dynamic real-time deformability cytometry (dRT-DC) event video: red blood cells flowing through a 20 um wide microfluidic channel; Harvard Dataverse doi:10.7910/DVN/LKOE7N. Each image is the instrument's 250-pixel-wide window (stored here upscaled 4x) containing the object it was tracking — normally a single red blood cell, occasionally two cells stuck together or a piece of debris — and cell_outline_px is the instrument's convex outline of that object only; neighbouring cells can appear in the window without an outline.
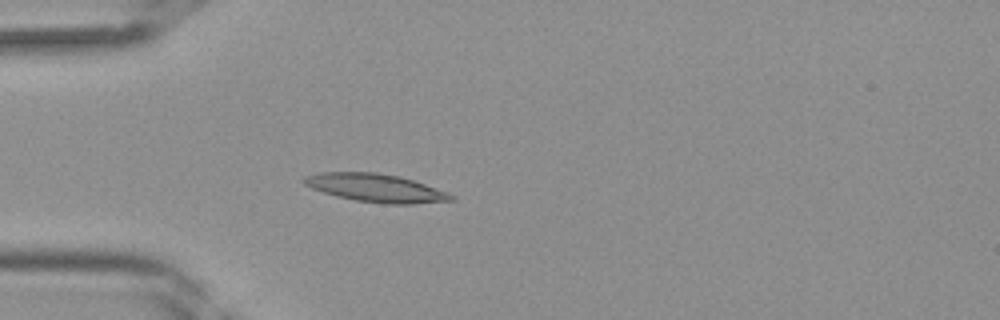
{"species": "Egyptian fruit bat (a non-hibernating species)", "species_latin": "Rousettus aegyptiacus", "temperature_condition": "room temperature", "stored_images_in_passage": 42, "camera_frame_rate_fps": 3000, "um_per_image_px": 0.085, "frame": {"image": 1, "passage_image": 12, "time_ms": 3.667, "image_size_px": [1000, 320], "cell_outline_px": [[456, 200], [412, 204], [384, 204], [356, 200], [336, 196], [312, 188], [304, 184], [300, 180], [304, 176], [320, 172], [376, 172], [400, 176], [424, 184], [456, 196]], "centroid_in_image_um": [31.91, 15.97], "position_along_channel_um": 53.1, "area_um2": 24.1}}
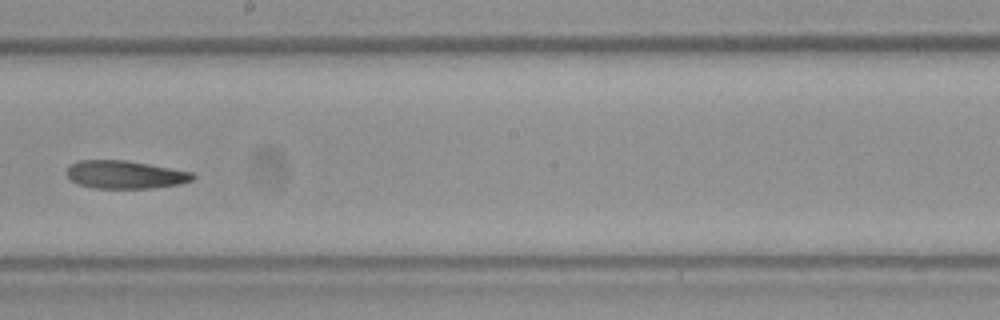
{"frame": {"image": 2, "passage_image": 24, "time_ms": 7.667, "image_size_px": [1000, 320], "cell_outline_px": [[196, 176], [192, 180], [180, 184], [152, 188], [96, 188], [80, 184], [72, 180], [68, 176], [68, 168], [72, 164], [80, 160], [124, 160], [148, 164], [192, 172]], "centroid_in_image_um": [10.67, 14.84], "position_along_channel_um": 237.5, "area_um2": 20.23}}
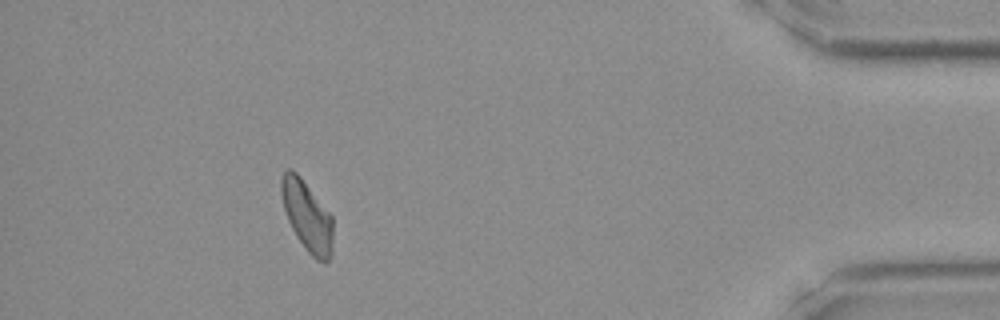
{"frame": {"image": 3, "passage_image": 38, "time_ms": 12.333, "image_size_px": [1000, 320], "cell_outline_px": [[332, 252], [328, 260], [316, 260], [308, 252], [296, 236], [288, 220], [284, 208], [280, 192], [280, 180], [284, 172], [288, 168], [292, 168], [300, 176], [332, 216]], "centroid_in_image_um": [26.08, 18.33], "position_along_channel_um": 409.1, "area_um2": 20.92}}